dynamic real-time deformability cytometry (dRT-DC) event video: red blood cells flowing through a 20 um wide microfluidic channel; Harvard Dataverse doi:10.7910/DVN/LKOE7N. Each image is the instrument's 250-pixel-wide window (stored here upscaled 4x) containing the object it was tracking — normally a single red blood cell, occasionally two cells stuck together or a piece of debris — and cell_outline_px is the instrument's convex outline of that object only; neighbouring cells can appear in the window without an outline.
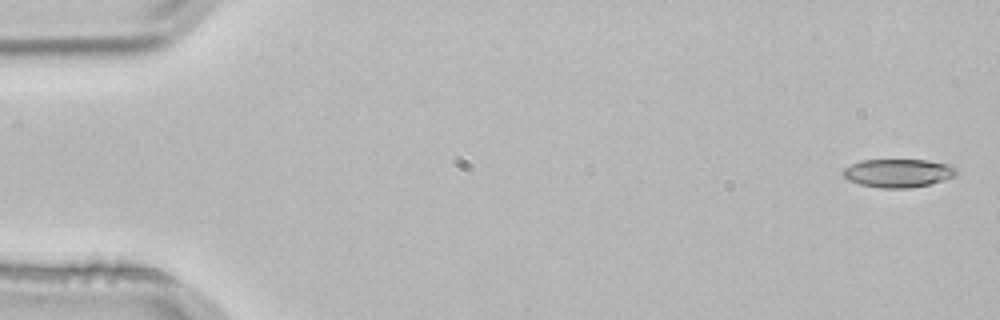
{"species": "common noctule bat (a hibernating species)", "species_latin": "Nyctalus noctula", "temperature_condition": "room temperature", "stored_images_in_passage": 5, "segment_of_instrument_passage": [1, 2], "camera_frame_rate_fps": 3000, "um_per_image_px": 0.085, "animal": {"sex": "male", "body_mass_g": 21.5, "forearm_length_mm": 52.0}, "frame": {"image": 1, "passage_image": 1, "time_ms": 0.0, "image_size_px": [1000, 320], "cell_outline_px": [[956, 176], [944, 180], [928, 184], [908, 188], [884, 188], [860, 184], [848, 180], [840, 172], [844, 168], [852, 164], [864, 160], [928, 160], [948, 164], [956, 168]], "centroid_in_image_um": [76.34, 14.71], "position_along_channel_um": 8.7, "area_um2": 18.61}}
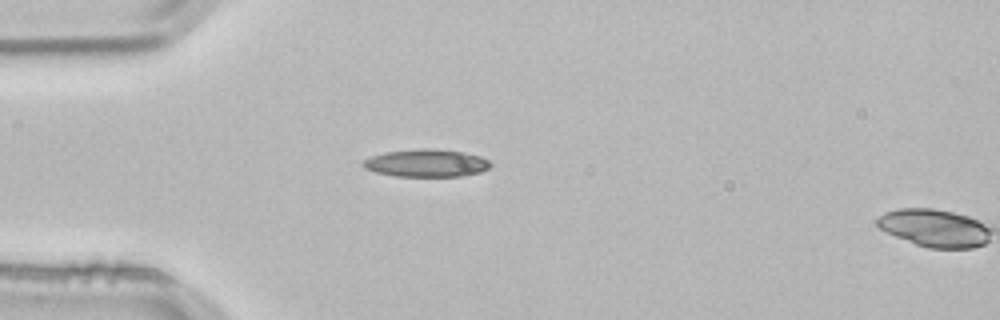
{"frame": {"image": 2, "passage_image": 4, "time_ms": 1.0, "image_size_px": [1000, 320], "cell_outline_px": [[492, 164], [488, 168], [480, 172], [464, 176], [396, 176], [376, 172], [364, 168], [360, 164], [364, 160], [372, 156], [384, 152], [416, 148], [432, 148], [464, 152], [480, 156], [488, 160]], "centroid_in_image_um": [36.23, 13.85], "position_along_channel_um": 48.8, "area_um2": 20.63}}